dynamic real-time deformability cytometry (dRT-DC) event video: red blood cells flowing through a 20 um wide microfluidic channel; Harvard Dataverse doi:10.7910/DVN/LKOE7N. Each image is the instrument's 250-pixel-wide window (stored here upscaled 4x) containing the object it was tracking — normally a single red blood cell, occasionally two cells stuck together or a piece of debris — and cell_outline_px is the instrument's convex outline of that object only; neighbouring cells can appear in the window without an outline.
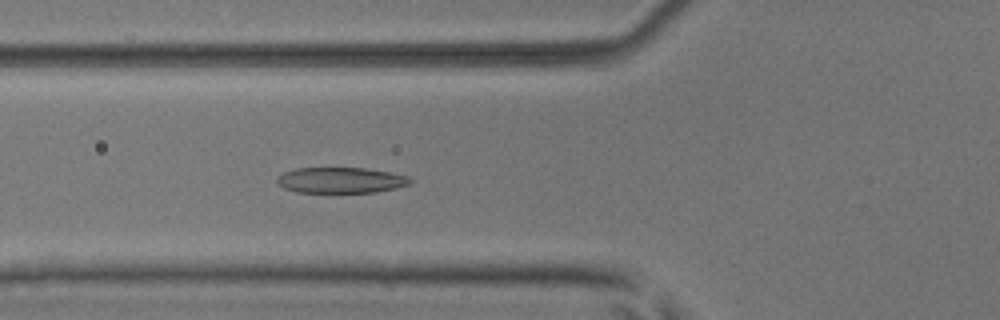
{"species": "common noctule bat (a hibernating species)", "species_latin": "Nyctalus noctula", "temperature_condition": "room temperature", "stored_images_in_passage": 53, "camera_frame_rate_fps": 3000, "um_per_image_px": 0.085, "animal": {"sex": "male", "body_mass_g": 17.9, "forearm_length_mm": 54.2}, "frame": {"image": 1, "passage_image": 20, "time_ms": 6.333, "image_size_px": [1000, 320], "cell_outline_px": [[412, 184], [396, 188], [376, 192], [296, 192], [284, 188], [276, 184], [276, 176], [284, 172], [296, 168], [364, 168], [392, 172], [408, 176], [412, 180]], "centroid_in_image_um": [28.96, 15.31], "position_along_channel_um": 96.8, "area_um2": 20.17}}
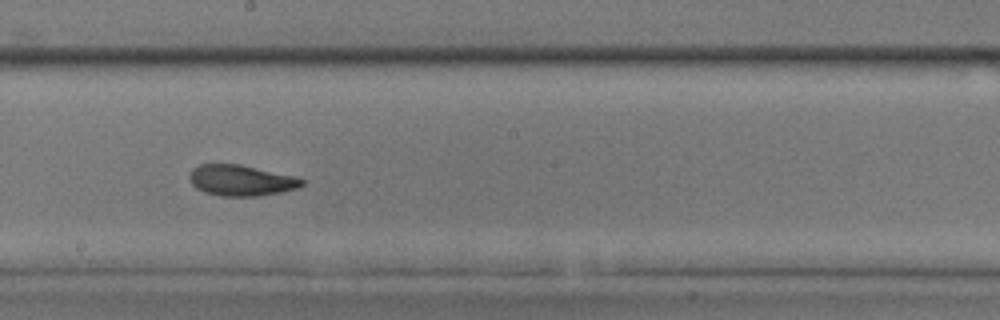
{"frame": {"image": 2, "passage_image": 30, "time_ms": 9.667, "image_size_px": [1000, 320], "cell_outline_px": [[304, 184], [296, 188], [280, 192], [256, 196], [220, 196], [204, 192], [196, 188], [192, 184], [188, 176], [192, 168], [200, 164], [240, 164], [296, 176], [304, 180]], "centroid_in_image_um": [20.47, 15.32], "position_along_channel_um": 227.7, "area_um2": 20.29}}
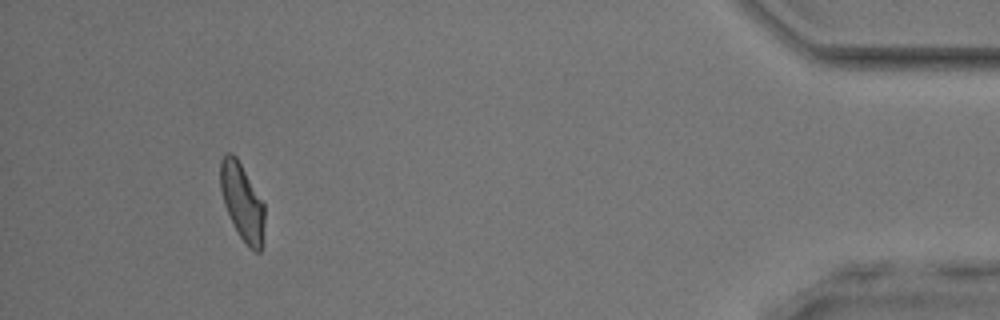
{"frame": {"image": 3, "passage_image": 49, "time_ms": 16.0, "image_size_px": [1000, 320], "cell_outline_px": [[264, 224], [260, 252], [256, 252], [248, 248], [240, 236], [224, 204], [220, 188], [220, 160], [224, 152], [232, 152], [236, 156], [264, 204]], "centroid_in_image_um": [20.57, 17.12], "position_along_channel_um": 414.6, "area_um2": 19.54}, "authors_computed_cell_mechanics": {"area_um2": 20.6346, "velocity_mm_per_s": 3.9432, "shape_relaxation_time_tau1_ms": 2.9798, "shape_relaxation_time_tau2_ms": 1.2262, "deformation_change_tau1": 0.1481, "deformation_change_tau2": 0.0777}}